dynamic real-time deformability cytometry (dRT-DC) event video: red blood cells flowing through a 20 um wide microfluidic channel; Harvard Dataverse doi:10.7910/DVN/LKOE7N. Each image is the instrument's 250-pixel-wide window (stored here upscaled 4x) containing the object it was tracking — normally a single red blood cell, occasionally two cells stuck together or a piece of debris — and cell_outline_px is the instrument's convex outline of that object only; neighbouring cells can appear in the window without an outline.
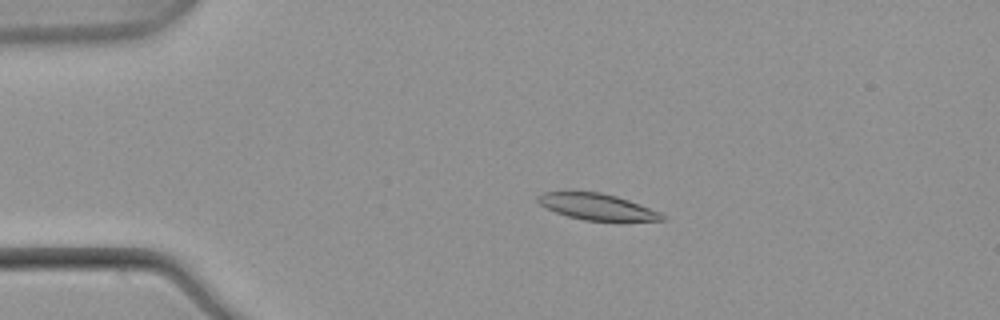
{"species": "common noctule bat (a hibernating species)", "species_latin": "Nyctalus noctula", "temperature_condition": "warm", "stored_images_in_passage": 53, "camera_frame_rate_fps": 3000, "um_per_image_px": 0.085, "animal": {"sex": "male", "body_mass_g": 21.5, "forearm_length_mm": 52.0}, "frame": {"image": 1, "passage_image": 11, "time_ms": 3.333, "image_size_px": [1000, 320], "cell_outline_px": [[668, 220], [584, 220], [568, 216], [556, 212], [540, 204], [536, 200], [536, 196], [544, 192], [600, 192], [616, 196], [640, 204], [660, 212], [668, 216]], "centroid_in_image_um": [50.77, 17.57], "position_along_channel_um": 34.2, "area_um2": 18.73}}
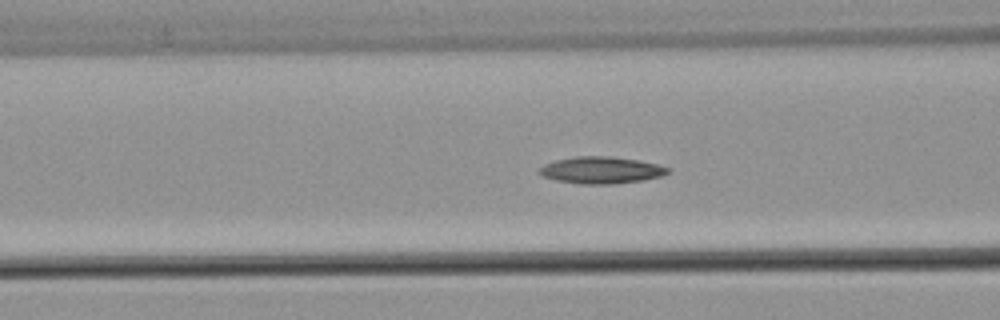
{"frame": {"image": 2, "passage_image": 21, "time_ms": 6.667, "image_size_px": [1000, 320], "cell_outline_px": [[672, 168], [668, 172], [660, 176], [644, 180], [612, 184], [580, 184], [556, 180], [544, 176], [536, 172], [544, 164], [556, 160], [576, 156], [612, 156], [640, 160]], "centroid_in_image_um": [51.1, 14.45], "position_along_channel_um": 115.5, "area_um2": 20.17}}
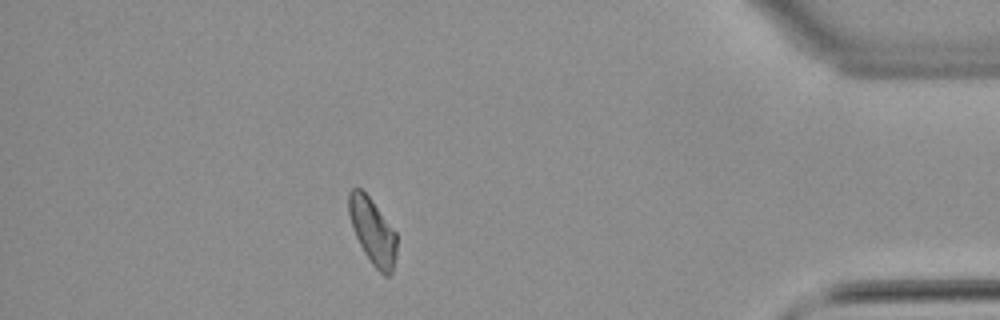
{"frame": {"image": 3, "passage_image": 47, "time_ms": 15.333, "image_size_px": [1000, 320], "cell_outline_px": [[396, 256], [392, 272], [388, 276], [384, 276], [372, 264], [364, 252], [352, 228], [348, 212], [348, 192], [352, 188], [360, 188], [372, 200], [396, 232]], "centroid_in_image_um": [31.66, 19.65], "position_along_channel_um": 403.5, "area_um2": 18.38}, "authors_computed_cell_mechanics": {"area_um2": 19.0162, "velocity_mm_per_s": 3.8383, "shape_relaxation_time_tau1_ms": null, "shape_relaxation_time_tau2_ms": 9.347, "deformation_change_tau1": null, "deformation_change_tau2": 0.1752}}